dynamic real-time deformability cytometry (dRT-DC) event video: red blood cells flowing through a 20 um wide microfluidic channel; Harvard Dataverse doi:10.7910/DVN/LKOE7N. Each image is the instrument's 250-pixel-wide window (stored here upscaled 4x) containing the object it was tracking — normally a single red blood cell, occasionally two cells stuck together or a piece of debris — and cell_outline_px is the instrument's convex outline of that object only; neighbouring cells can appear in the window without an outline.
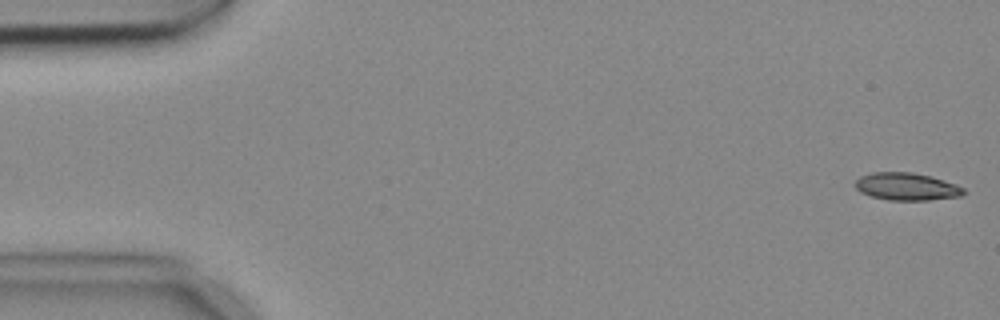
{"species": "common noctule bat (a hibernating species)", "species_latin": "Nyctalus noctula", "temperature_condition": "cold", "stored_images_in_passage": 4, "camera_frame_rate_fps": 3000, "um_per_image_px": 0.085, "animal": {"sex": "female", "body_mass_g": 18.4}, "frame": {"image": 1, "passage_image": 1, "time_ms": 0.0, "image_size_px": [1000, 320], "cell_outline_px": [[968, 192], [960, 196], [928, 200], [888, 200], [872, 196], [860, 192], [856, 188], [856, 180], [860, 176], [872, 172], [912, 172], [944, 180], [956, 184], [964, 188]], "centroid_in_image_um": [77.08, 15.86], "position_along_channel_um": 7.9, "area_um2": 17.34}}
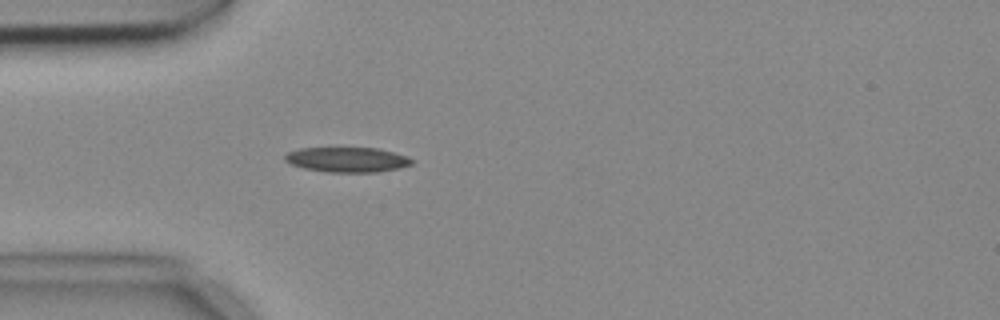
{"frame": {"image": 2, "passage_image": 4, "time_ms": 1.0, "image_size_px": [1000, 320], "cell_outline_px": [[412, 164], [396, 168], [376, 172], [332, 172], [304, 168], [292, 164], [284, 160], [284, 156], [288, 152], [300, 148], [376, 148], [392, 152], [404, 156], [412, 160]], "centroid_in_image_um": [29.46, 13.56], "position_along_channel_um": 55.5, "area_um2": 18.03}}